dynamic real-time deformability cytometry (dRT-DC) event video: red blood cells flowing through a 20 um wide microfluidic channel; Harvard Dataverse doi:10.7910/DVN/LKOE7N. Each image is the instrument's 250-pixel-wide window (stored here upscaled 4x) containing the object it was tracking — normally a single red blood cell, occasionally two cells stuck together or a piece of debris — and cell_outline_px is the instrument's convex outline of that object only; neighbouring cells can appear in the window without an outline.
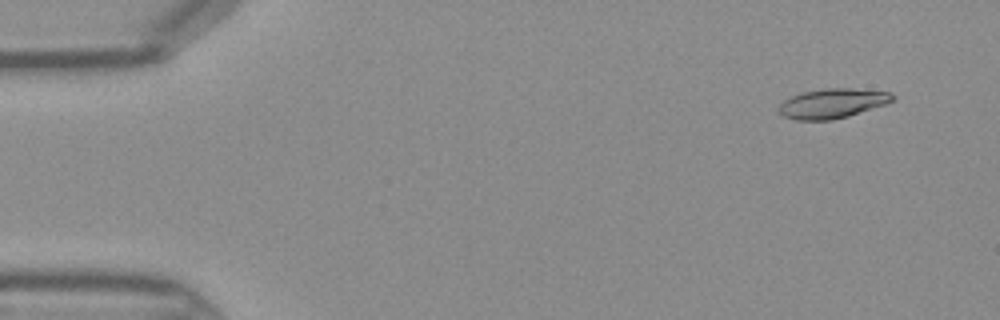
{"species": "Egyptian fruit bat (a non-hibernating species)", "species_latin": "Rousettus aegyptiacus", "temperature_condition": "warm", "stored_images_in_passage": 44, "camera_frame_rate_fps": 3000, "um_per_image_px": 0.085, "frame": {"image": 1, "passage_image": 3, "time_ms": 0.667, "image_size_px": [1000, 320], "cell_outline_px": [[896, 96], [892, 100], [884, 104], [848, 116], [832, 120], [796, 120], [784, 116], [780, 112], [780, 104], [784, 100], [800, 92], [824, 88], [852, 88], [892, 92]], "centroid_in_image_um": [70.76, 8.77], "position_along_channel_um": 14.2, "area_um2": 19.54}}
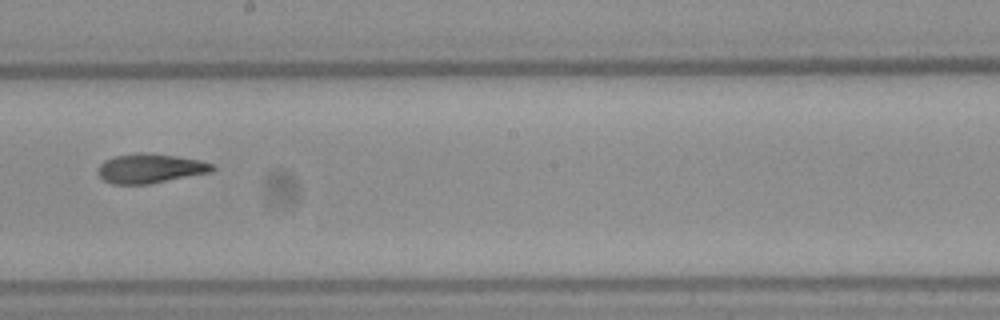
{"frame": {"image": 2, "passage_image": 25, "time_ms": 8.0, "image_size_px": [1000, 320], "cell_outline_px": [[216, 168], [212, 172], [152, 184], [112, 184], [104, 180], [100, 176], [100, 164], [104, 160], [112, 156], [176, 156], [200, 160], [212, 164]], "centroid_in_image_um": [12.83, 14.38], "position_along_channel_um": 235.4, "area_um2": 18.73}}
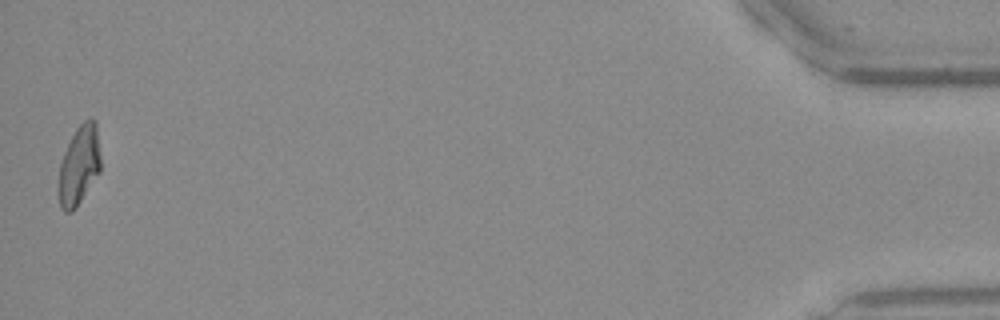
{"frame": {"image": 3, "passage_image": 44, "time_ms": 14.333, "image_size_px": [1000, 320], "cell_outline_px": [[100, 172], [76, 208], [72, 212], [64, 212], [60, 208], [56, 188], [60, 164], [64, 152], [76, 128], [84, 120], [92, 116], [96, 120], [100, 156]], "centroid_in_image_um": [6.7, 14.08], "position_along_channel_um": 428.5, "area_um2": 19.88}}